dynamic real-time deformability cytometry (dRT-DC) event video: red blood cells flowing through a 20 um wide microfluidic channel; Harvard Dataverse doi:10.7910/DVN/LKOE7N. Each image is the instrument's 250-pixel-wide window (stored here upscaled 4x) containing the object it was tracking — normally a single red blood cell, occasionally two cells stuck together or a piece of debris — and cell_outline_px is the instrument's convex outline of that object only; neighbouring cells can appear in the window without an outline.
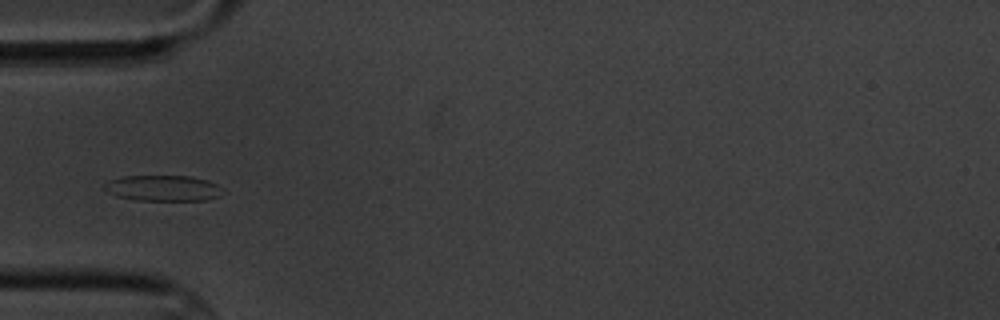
{"species": "common noctule bat (a hibernating species)", "species_latin": "Nyctalus noctula", "temperature_condition": "cold", "stored_images_in_passage": 6, "camera_frame_rate_fps": 3000, "um_per_image_px": 0.085, "animal": {"sex": "male", "body_mass_g": 20.1, "forearm_length_mm": 53.5}, "frame": {"image": 1, "passage_image": 6, "time_ms": 5.667, "image_size_px": [1000, 320], "cell_outline_px": [[224, 192], [220, 196], [208, 200], [136, 200], [116, 196], [108, 192], [104, 188], [104, 184], [108, 180], [124, 176], [192, 176], [208, 180], [224, 188]], "centroid_in_image_um": [13.9, 15.99], "position_along_channel_um": 71.1, "area_um2": 17.98}}